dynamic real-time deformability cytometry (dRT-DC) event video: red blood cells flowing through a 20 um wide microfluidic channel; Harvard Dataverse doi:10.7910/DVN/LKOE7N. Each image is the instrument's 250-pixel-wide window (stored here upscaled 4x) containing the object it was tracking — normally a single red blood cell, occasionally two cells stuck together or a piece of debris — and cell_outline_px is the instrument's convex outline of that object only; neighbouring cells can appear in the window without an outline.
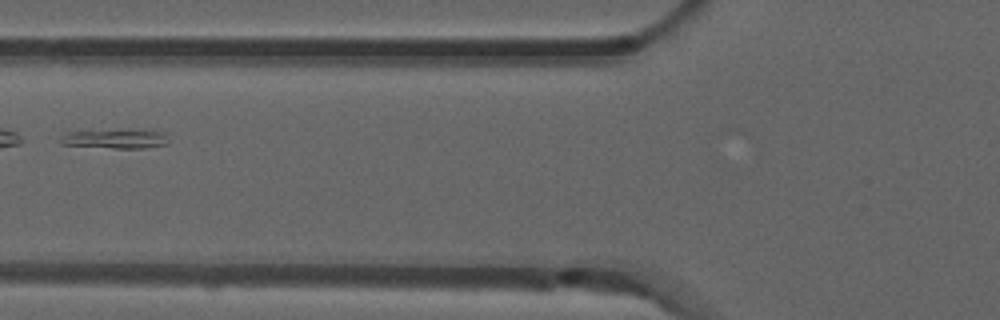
{"species": "common noctule bat (a hibernating species)", "species_latin": "Nyctalus noctula", "temperature_condition": "room temperature", "stored_images_in_passage": 4, "camera_frame_rate_fps": 3000, "um_per_image_px": 0.085, "animal": {"sex": "male", "forearm_length_mm": 52.5}, "frame": {"image": 1, "passage_image": 3, "time_ms": 0.667, "image_size_px": [1000, 320], "cell_outline_px": [[168, 144], [144, 148], [112, 148], [60, 144], [56, 140], [68, 132], [128, 128], [148, 128], [164, 132]], "centroid_in_image_um": [9.84, 11.76], "position_along_channel_um": 116.0, "area_um2": 12.83}}